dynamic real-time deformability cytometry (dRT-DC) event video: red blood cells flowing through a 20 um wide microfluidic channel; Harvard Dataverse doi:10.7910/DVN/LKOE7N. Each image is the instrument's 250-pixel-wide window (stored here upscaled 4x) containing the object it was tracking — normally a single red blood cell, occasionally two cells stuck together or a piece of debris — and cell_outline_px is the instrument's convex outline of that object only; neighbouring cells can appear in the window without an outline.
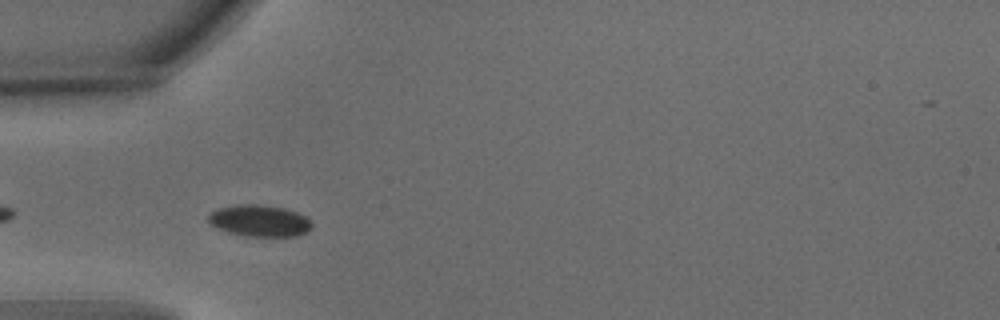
{"species": "common noctule bat (a hibernating species)", "species_latin": "Nyctalus noctula", "temperature_condition": "warm", "stored_images_in_passage": 40, "camera_frame_rate_fps": 3000, "um_per_image_px": 0.085, "animal": {"sex": "male", "body_mass_g": 15.6}, "frame": {"image": 1, "passage_image": 3, "time_ms": 0.667, "image_size_px": [1000, 320], "cell_outline_px": [[312, 228], [308, 232], [300, 236], [244, 236], [228, 232], [212, 224], [208, 220], [208, 212], [216, 208], [236, 204], [256, 204], [284, 208], [296, 212], [312, 220]], "centroid_in_image_um": [22.07, 18.76], "position_along_channel_um": 62.9, "area_um2": 19.25}}
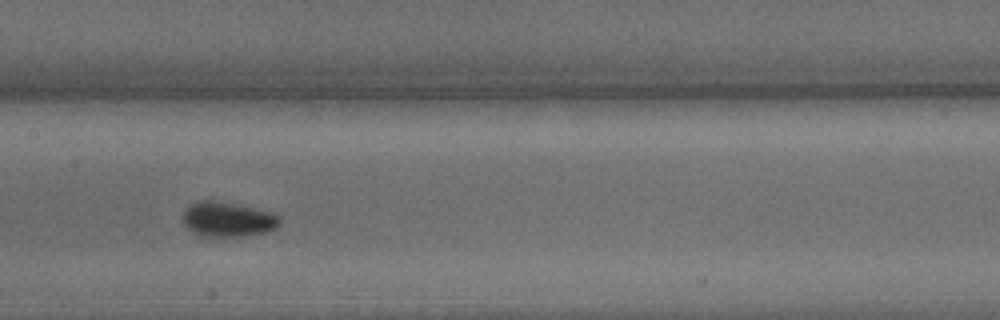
{"frame": {"image": 2, "passage_image": 13, "time_ms": 4.0, "image_size_px": [1000, 320], "cell_outline_px": [[280, 224], [276, 228], [268, 232], [244, 236], [200, 236], [192, 232], [180, 220], [184, 212], [196, 200], [212, 200], [236, 204], [276, 212], [280, 216]], "centroid_in_image_um": [19.39, 18.64], "position_along_channel_um": 188.0, "area_um2": 20.0}}
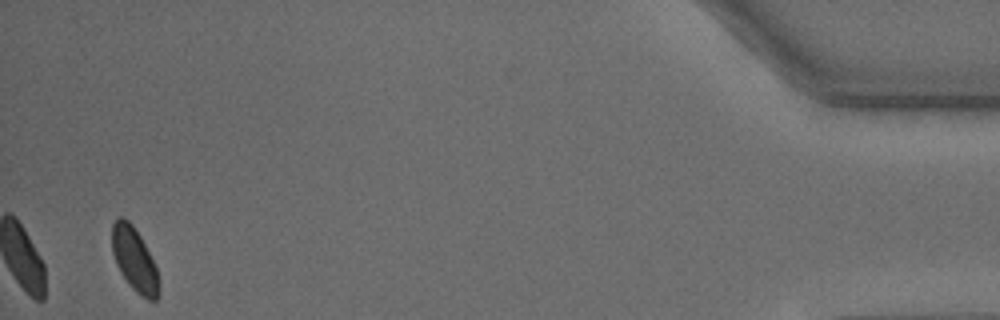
{"frame": {"image": 3, "passage_image": 38, "time_ms": 12.333, "image_size_px": [1000, 320], "cell_outline_px": [[160, 292], [156, 300], [148, 300], [140, 296], [132, 288], [120, 272], [116, 264], [112, 252], [112, 224], [116, 216], [124, 216], [132, 224], [140, 236], [156, 268], [160, 280]], "centroid_in_image_um": [11.42, 22.06], "position_along_channel_um": 423.8, "area_um2": 17.57}, "authors_computed_cell_mechanics": {"area_um2": 18.5249, "velocity_mm_per_s": 3.7917, "shape_relaxation_time_tau1_ms": 1.2698, "shape_relaxation_time_tau2_ms": null, "deformation_change_tau1": 0.0639, "deformation_change_tau2": null}}